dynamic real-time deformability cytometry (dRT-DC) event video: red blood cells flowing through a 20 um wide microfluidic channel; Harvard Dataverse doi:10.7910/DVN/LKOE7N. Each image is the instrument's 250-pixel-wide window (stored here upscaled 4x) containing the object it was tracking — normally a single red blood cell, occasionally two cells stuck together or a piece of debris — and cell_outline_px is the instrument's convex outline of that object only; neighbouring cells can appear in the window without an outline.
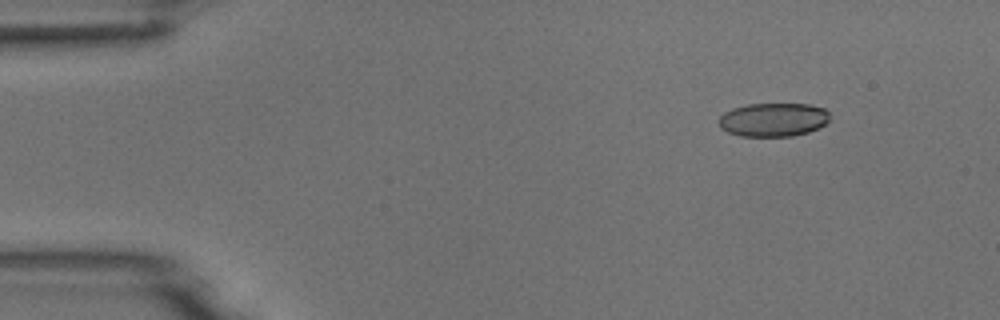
{"species": "common noctule bat (a hibernating species)", "species_latin": "Nyctalus noctula", "temperature_condition": "room temperature", "stored_images_in_passage": 8, "camera_frame_rate_fps": 3000, "um_per_image_px": 0.085, "animal": {"sex": "male", "body_mass_g": 18.8}, "frame": {"image": 1, "passage_image": 2, "time_ms": 0.333, "image_size_px": [1000, 320], "cell_outline_px": [[828, 120], [824, 124], [808, 132], [792, 136], [740, 136], [728, 132], [720, 128], [720, 116], [724, 112], [732, 108], [748, 104], [808, 104], [824, 108], [828, 112]], "centroid_in_image_um": [65.7, 10.17], "position_along_channel_um": 19.3, "area_um2": 21.62}}
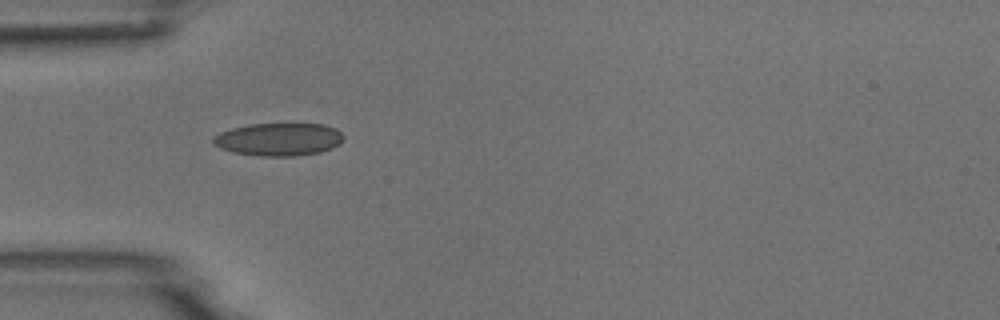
{"frame": {"image": 2, "passage_image": 5, "time_ms": 1.333, "image_size_px": [1000, 320], "cell_outline_px": [[344, 136], [340, 144], [332, 148], [320, 152], [296, 156], [260, 156], [232, 152], [220, 148], [212, 144], [212, 136], [220, 132], [232, 128], [248, 124], [324, 124], [336, 128]], "centroid_in_image_um": [23.67, 11.84], "position_along_channel_um": 61.3, "area_um2": 25.14}}